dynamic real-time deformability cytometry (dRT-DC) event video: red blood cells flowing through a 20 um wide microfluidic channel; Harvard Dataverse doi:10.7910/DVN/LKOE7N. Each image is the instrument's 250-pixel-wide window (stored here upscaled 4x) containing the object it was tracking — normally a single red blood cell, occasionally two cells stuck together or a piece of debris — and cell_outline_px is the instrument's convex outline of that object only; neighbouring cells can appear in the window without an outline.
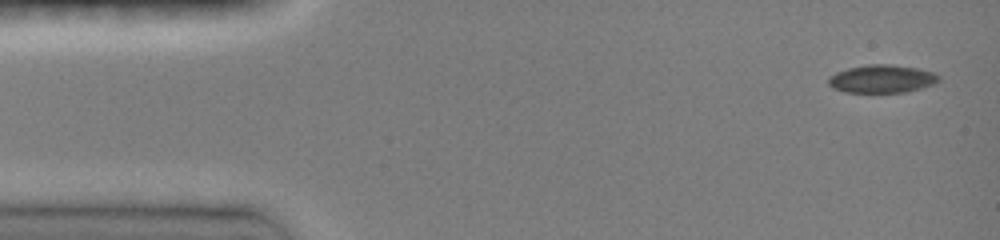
{"species": "common noctule bat (a hibernating species)", "species_latin": "Nyctalus noctula", "temperature_condition": "room temperature", "stored_images_in_passage": 3, "camera_frame_rate_fps": 3000, "um_per_image_px": 0.085, "animal": {"sex": "female", "body_mass_g": 19.0, "forearm_length_mm": 51.5}, "frame": {"image": 1, "passage_image": 1, "time_ms": 0.0, "image_size_px": [1000, 240], "cell_outline_px": [[940, 80], [932, 84], [920, 88], [904, 92], [844, 92], [832, 88], [828, 84], [828, 76], [836, 72], [848, 68], [868, 64], [892, 64], [916, 68], [932, 72], [940, 76]], "centroid_in_image_um": [74.91, 6.7], "position_along_channel_um": 10.1, "area_um2": 17.98}}